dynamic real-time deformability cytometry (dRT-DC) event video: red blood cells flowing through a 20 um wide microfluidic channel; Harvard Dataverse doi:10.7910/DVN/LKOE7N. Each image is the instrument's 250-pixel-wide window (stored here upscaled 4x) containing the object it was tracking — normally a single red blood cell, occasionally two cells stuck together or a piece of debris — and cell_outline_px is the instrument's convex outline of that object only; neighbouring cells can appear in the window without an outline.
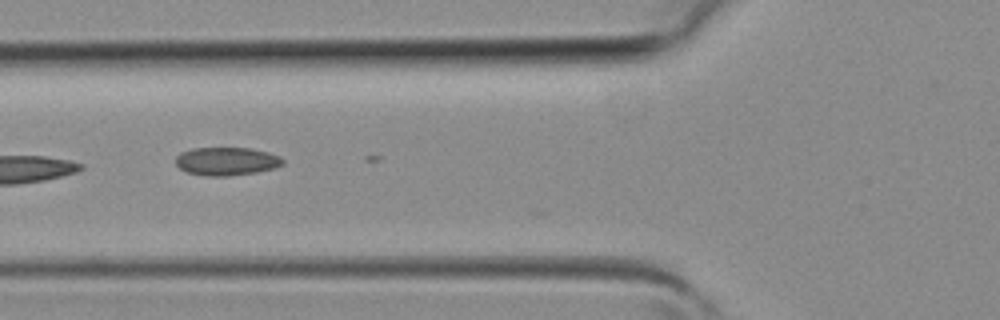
{"species": "common noctule bat (a hibernating species)", "species_latin": "Nyctalus noctula", "temperature_condition": "room temperature", "stored_images_in_passage": 4, "camera_frame_rate_fps": 3000, "um_per_image_px": 0.085, "animal": {"sex": "female", "body_mass_g": 19.3, "forearm_length_mm": 54.1}, "frame": {"image": 1, "passage_image": 4, "time_ms": 1.0, "image_size_px": [1000, 320], "cell_outline_px": [[284, 164], [276, 168], [256, 172], [228, 176], [208, 176], [188, 172], [180, 168], [176, 164], [176, 156], [180, 152], [192, 148], [252, 148], [268, 152], [280, 156], [284, 160]], "centroid_in_image_um": [19.28, 13.7], "position_along_channel_um": 106.5, "area_um2": 17.69}}